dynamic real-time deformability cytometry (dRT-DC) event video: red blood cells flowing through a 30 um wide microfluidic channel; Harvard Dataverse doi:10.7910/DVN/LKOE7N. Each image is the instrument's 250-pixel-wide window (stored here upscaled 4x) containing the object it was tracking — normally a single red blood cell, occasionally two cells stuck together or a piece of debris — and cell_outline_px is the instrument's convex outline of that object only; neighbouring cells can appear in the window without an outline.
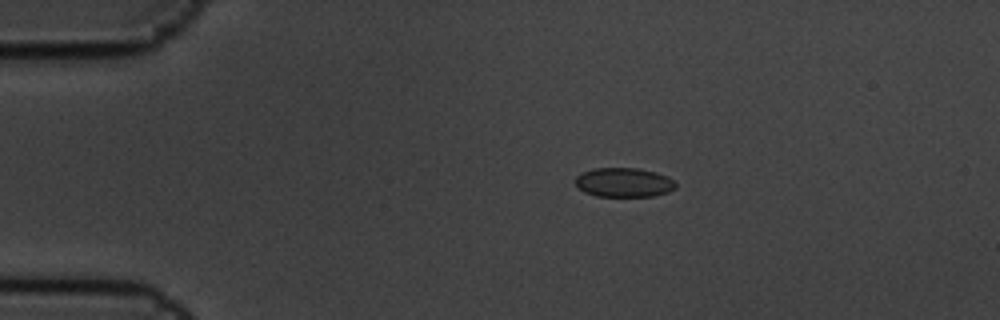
{"species": "common noctule bat (a hibernating species)", "species_latin": "Nyctalus noctula", "temperature_condition": "cold", "stored_images_in_passage": 6, "camera_frame_rate_fps": 3000, "um_per_image_px": 0.085, "animal": {"sex": "male", "body_mass_g": 19.5, "forearm_length_mm": 54.6}, "frame": {"image": 1, "passage_image": 4, "time_ms": 1.0, "image_size_px": [1000, 320], "cell_outline_px": [[676, 188], [668, 192], [652, 196], [596, 196], [584, 192], [576, 188], [576, 176], [580, 172], [592, 168], [636, 168], [656, 172], [668, 176], [676, 184]], "centroid_in_image_um": [52.99, 15.5], "position_along_channel_um": 32.0, "area_um2": 17.28}}
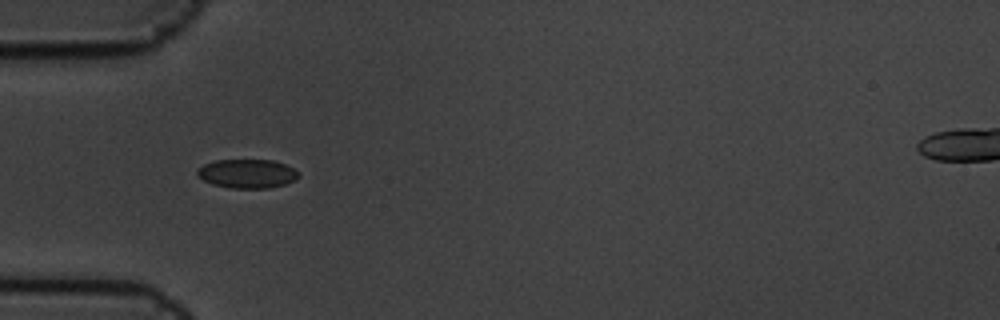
{"frame": {"image": 2, "passage_image": 6, "time_ms": 1.667, "image_size_px": [1000, 320], "cell_outline_px": [[300, 176], [296, 180], [284, 184], [268, 188], [228, 188], [212, 184], [196, 176], [196, 168], [204, 164], [216, 160], [272, 160], [284, 164], [300, 172]], "centroid_in_image_um": [20.99, 14.76], "position_along_channel_um": 64.0, "area_um2": 17.22}}